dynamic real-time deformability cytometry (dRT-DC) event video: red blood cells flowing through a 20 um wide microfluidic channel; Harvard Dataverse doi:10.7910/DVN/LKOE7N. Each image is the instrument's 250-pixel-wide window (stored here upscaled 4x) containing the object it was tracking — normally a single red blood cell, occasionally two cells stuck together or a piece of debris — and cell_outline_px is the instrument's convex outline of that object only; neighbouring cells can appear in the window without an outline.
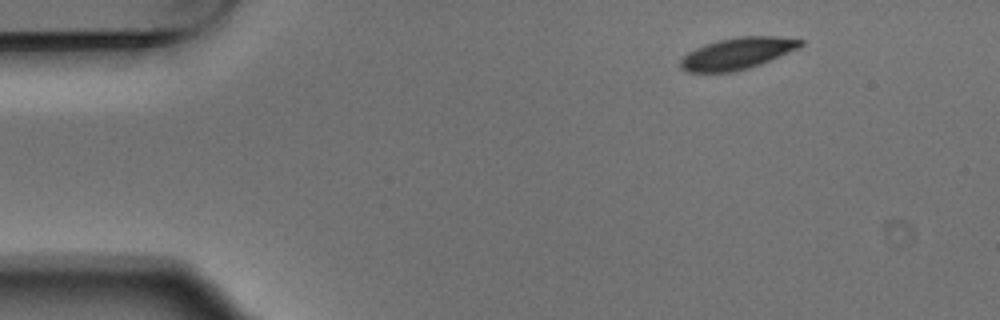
{"species": "Egyptian fruit bat (a non-hibernating species)", "species_latin": "Rousettus aegyptiacus", "temperature_condition": "warm", "stored_images_in_passage": 4, "camera_frame_rate_fps": 3000, "um_per_image_px": 0.085, "animal": {"sex": "male"}, "frame": {"image": 1, "passage_image": 1, "time_ms": 0.0, "image_size_px": [1000, 320], "cell_outline_px": [[804, 44], [800, 48], [760, 64], [748, 68], [732, 72], [688, 72], [680, 68], [680, 60], [688, 52], [704, 44], [720, 40], [740, 36], [776, 36], [804, 40]], "centroid_in_image_um": [62.69, 4.54], "position_along_channel_um": 22.3, "area_um2": 22.08}}
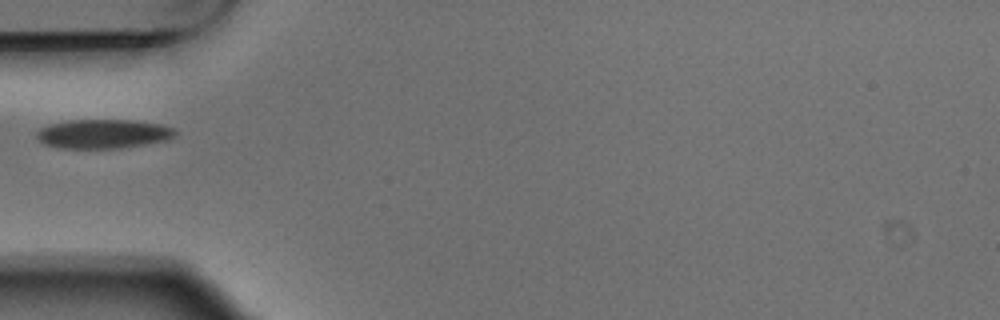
{"frame": {"image": 2, "passage_image": 4, "time_ms": 1.0, "image_size_px": [1000, 320], "cell_outline_px": [[176, 132], [168, 140], [120, 148], [60, 148], [44, 144], [36, 140], [36, 132], [40, 128], [52, 124], [68, 120], [132, 120], [160, 124], [176, 128]], "centroid_in_image_um": [8.75, 11.38], "position_along_channel_um": 76.3, "area_um2": 23.52}}